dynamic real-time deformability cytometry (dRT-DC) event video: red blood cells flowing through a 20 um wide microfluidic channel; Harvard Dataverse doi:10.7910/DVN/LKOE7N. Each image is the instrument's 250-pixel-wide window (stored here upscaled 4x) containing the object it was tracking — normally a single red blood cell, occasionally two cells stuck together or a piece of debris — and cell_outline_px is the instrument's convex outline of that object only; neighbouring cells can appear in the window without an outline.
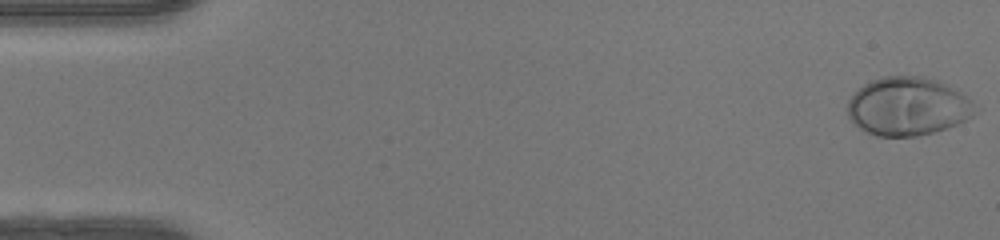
{"species": "human", "species_latin": "Homo sapiens", "temperature_condition": "warm", "stored_images_in_passage": 49, "camera_frame_rate_fps": 3000, "um_per_image_px": 0.085, "donor": {"sex": "female"}, "frame": {"image": 1, "passage_image": 1, "time_ms": 0.0, "image_size_px": [1000, 240], "cell_outline_px": [[980, 108], [972, 116], [948, 128], [916, 136], [876, 136], [860, 128], [848, 116], [848, 100], [864, 84], [872, 80], [884, 76], [924, 76], [948, 84], [972, 100]], "centroid_in_image_um": [77.21, 9.03], "position_along_channel_um": 7.8, "area_um2": 43.35}}
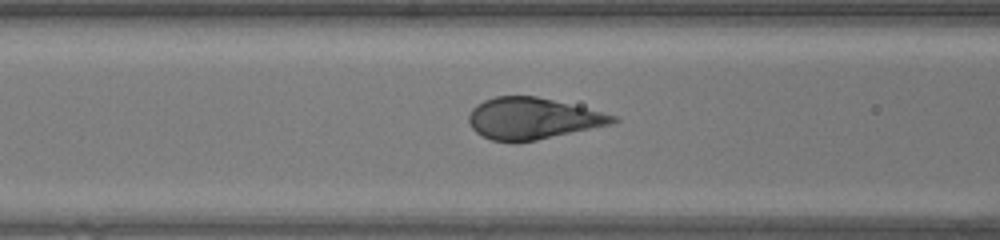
{"frame": {"image": 2, "passage_image": 20, "time_ms": 6.333, "image_size_px": [1000, 240], "cell_outline_px": [[620, 120], [612, 124], [536, 140], [492, 140], [476, 132], [472, 128], [468, 120], [468, 116], [472, 108], [476, 104], [484, 100], [496, 96], [536, 96], [620, 116]], "centroid_in_image_um": [45.29, 10.05], "position_along_channel_um": 121.3, "area_um2": 34.33}}
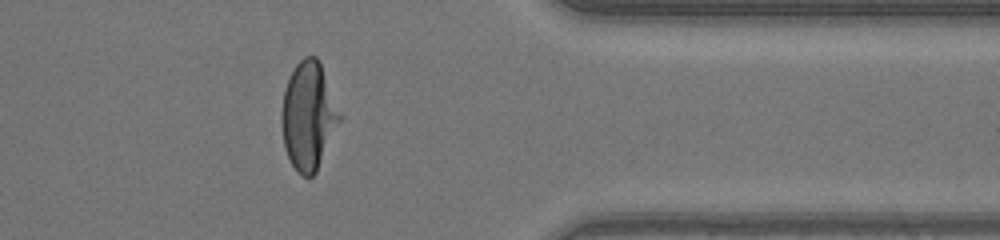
{"frame": {"image": 3, "passage_image": 40, "time_ms": 13.0, "image_size_px": [1000, 240], "cell_outline_px": [[344, 116], [316, 172], [312, 176], [300, 176], [296, 172], [284, 148], [280, 120], [284, 88], [288, 76], [296, 64], [304, 56], [316, 56], [320, 64]], "centroid_in_image_um": [26.23, 9.86], "position_along_channel_um": 385.2, "area_um2": 37.11}, "authors_computed_cell_mechanics": {"area_um2": 37.4544, "velocity_mm_per_s": 4.1992, "shape_relaxation_time_tau1_ms": 2.8445, "shape_relaxation_time_tau2_ms": null, "deformation_change_tau1": 0.2173, "deformation_change_tau2": null}}